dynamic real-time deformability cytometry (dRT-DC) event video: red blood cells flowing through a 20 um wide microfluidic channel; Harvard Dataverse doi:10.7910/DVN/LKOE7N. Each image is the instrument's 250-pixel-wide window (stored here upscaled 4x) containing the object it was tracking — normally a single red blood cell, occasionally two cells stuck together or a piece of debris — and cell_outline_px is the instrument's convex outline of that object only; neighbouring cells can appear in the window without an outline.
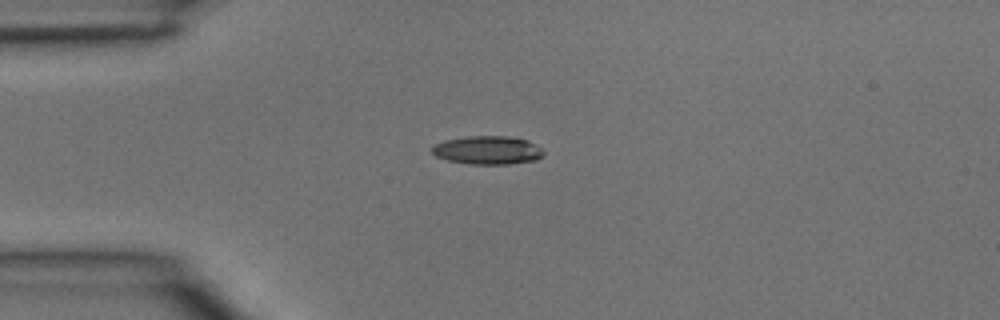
{"species": "common noctule bat (a hibernating species)", "species_latin": "Nyctalus noctula", "temperature_condition": "room temperature", "stored_images_in_passage": 1, "camera_frame_rate_fps": 3000, "um_per_image_px": 0.085, "animal": {"sex": "male", "body_mass_g": 15.6}, "frame": {"image": 1, "passage_image": 1, "time_ms": 0.0, "image_size_px": [1000, 320], "cell_outline_px": [[544, 156], [536, 160], [508, 164], [472, 164], [448, 160], [436, 156], [432, 152], [432, 148], [436, 144], [444, 140], [468, 136], [508, 136], [528, 140], [544, 148]], "centroid_in_image_um": [41.51, 12.76], "position_along_channel_um": 43.5, "area_um2": 18.55}}